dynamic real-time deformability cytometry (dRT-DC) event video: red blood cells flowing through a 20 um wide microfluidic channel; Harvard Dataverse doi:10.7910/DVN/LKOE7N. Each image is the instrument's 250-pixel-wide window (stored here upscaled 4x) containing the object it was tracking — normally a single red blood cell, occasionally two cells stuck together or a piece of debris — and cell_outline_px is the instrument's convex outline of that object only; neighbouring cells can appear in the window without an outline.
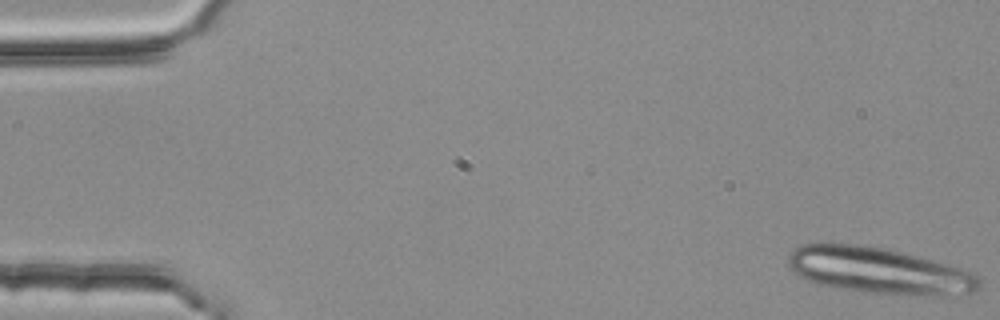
{"species": "common noctule bat (a hibernating species)", "species_latin": "Nyctalus noctula", "temperature_condition": "room temperature", "stored_images_in_passage": 5, "segment_of_instrument_passage": [1, 2], "camera_frame_rate_fps": 3000, "um_per_image_px": 0.085, "animal": {"sex": "female", "body_mass_g": 25.1}, "frame": {"image": 1, "passage_image": 1, "time_ms": 0.0, "image_size_px": [1000, 320], "cell_outline_px": [[984, 284], [976, 292], [932, 296], [908, 296], [860, 292], [832, 288], [816, 284], [800, 276], [788, 264], [788, 256], [800, 244], [832, 240], [884, 248], [900, 252], [976, 272]], "centroid_in_image_um": [74.71, 23.0], "position_along_channel_um": 10.3, "area_um2": 52.77}}